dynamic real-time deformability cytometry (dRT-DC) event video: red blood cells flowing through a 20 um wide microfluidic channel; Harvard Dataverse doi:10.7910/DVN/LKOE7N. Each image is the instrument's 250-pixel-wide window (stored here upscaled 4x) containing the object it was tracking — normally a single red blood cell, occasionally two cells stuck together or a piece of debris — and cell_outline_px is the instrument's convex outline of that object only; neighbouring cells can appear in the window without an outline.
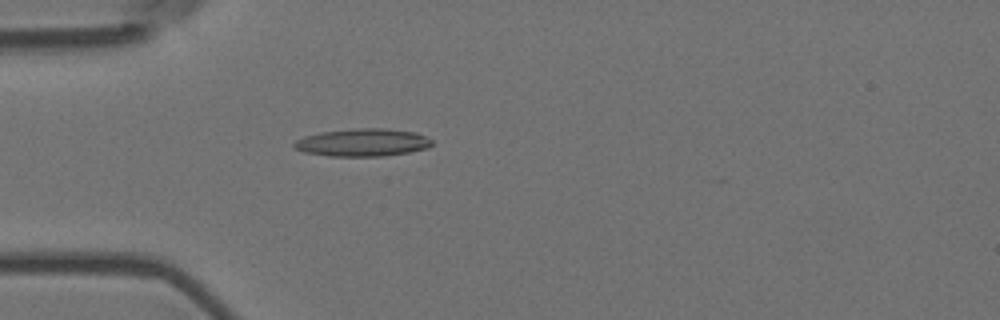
{"species": "Egyptian fruit bat (a non-hibernating species)", "species_latin": "Rousettus aegyptiacus", "temperature_condition": "room temperature", "stored_images_in_passage": 15, "camera_frame_rate_fps": 3000, "um_per_image_px": 0.085, "animal": {"sex": "female"}, "frame": {"image": 1, "passage_image": 1, "time_ms": 0.0, "image_size_px": [1000, 320], "cell_outline_px": [[432, 144], [428, 148], [408, 152], [384, 156], [328, 156], [304, 152], [296, 148], [292, 144], [296, 140], [304, 136], [320, 132], [352, 128], [384, 128], [416, 132], [432, 140]], "centroid_in_image_um": [30.81, 12.1], "position_along_channel_um": 54.2, "area_um2": 22.31}}
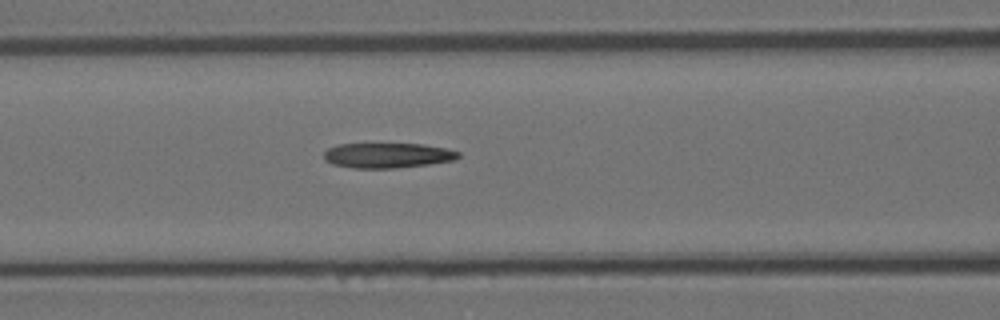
{"frame": {"image": 2, "passage_image": 8, "time_ms": 2.333, "image_size_px": [1000, 320], "cell_outline_px": [[460, 156], [456, 160], [428, 164], [392, 168], [352, 168], [332, 164], [324, 160], [324, 152], [328, 148], [340, 144], [424, 144], [448, 148], [460, 152]], "centroid_in_image_um": [32.96, 13.2], "position_along_channel_um": 133.6, "area_um2": 19.71}}
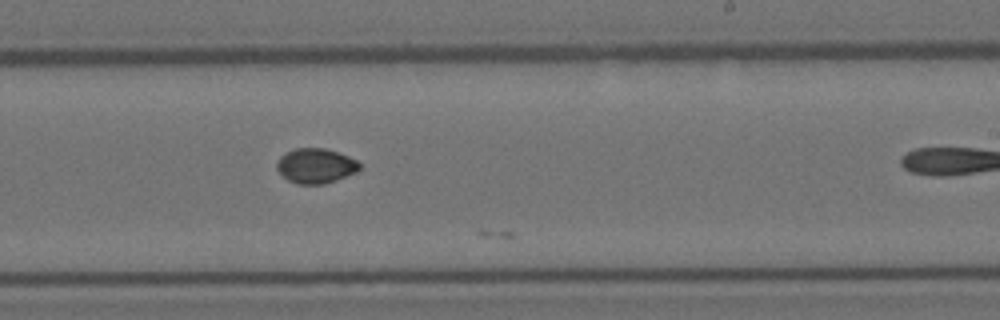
{"frame": {"image": 3, "passage_image": 14, "time_ms": 4.333, "image_size_px": [1000, 320], "cell_outline_px": [[360, 168], [356, 172], [336, 180], [324, 184], [296, 184], [288, 180], [276, 168], [276, 164], [280, 156], [296, 148], [324, 148], [348, 156], [356, 160], [360, 164]], "centroid_in_image_um": [26.83, 14.1], "position_along_channel_um": 262.2, "area_um2": 16.65}}